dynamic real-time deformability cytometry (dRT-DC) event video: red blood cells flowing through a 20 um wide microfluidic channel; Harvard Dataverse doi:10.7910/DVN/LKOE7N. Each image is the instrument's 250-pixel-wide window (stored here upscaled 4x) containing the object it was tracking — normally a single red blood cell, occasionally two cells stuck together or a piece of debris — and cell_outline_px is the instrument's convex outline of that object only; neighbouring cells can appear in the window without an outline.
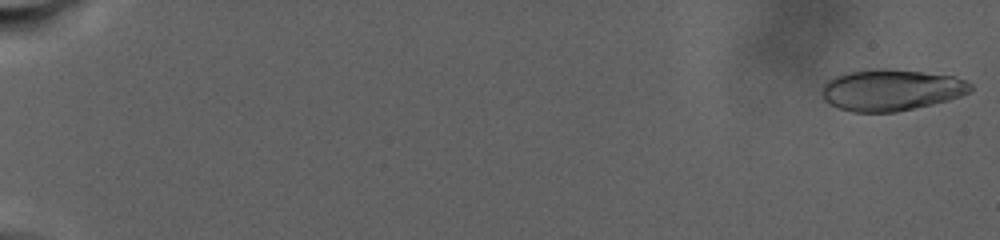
{"species": "human", "species_latin": "Homo sapiens", "temperature_condition": "warm", "stored_images_in_passage": 39, "camera_frame_rate_fps": 3000, "um_per_image_px": 0.085, "donor": {"sex": "male"}, "frame": {"image": 1, "passage_image": 1, "time_ms": 0.0, "image_size_px": [1000, 240], "cell_outline_px": [[972, 92], [948, 100], [932, 104], [896, 112], [852, 112], [828, 104], [824, 100], [820, 92], [820, 88], [828, 80], [844, 72], [880, 68], [888, 68], [956, 76], [972, 84]], "centroid_in_image_um": [75.73, 7.64], "position_along_channel_um": 9.3, "area_um2": 36.18}}
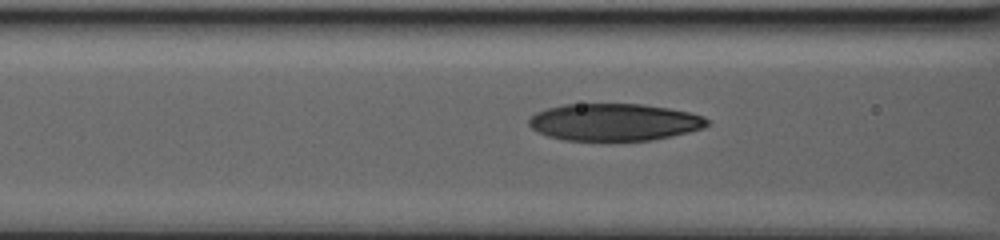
{"frame": {"image": 2, "passage_image": 26, "time_ms": 13.333, "image_size_px": [1000, 240], "cell_outline_px": [[708, 124], [704, 128], [688, 132], [652, 140], [564, 140], [548, 136], [532, 128], [528, 124], [528, 120], [536, 112], [548, 108], [564, 104], [644, 104], [692, 112], [704, 116], [708, 120]], "centroid_in_image_um": [52.23, 10.37], "position_along_channel_um": 114.4, "area_um2": 38.55}}
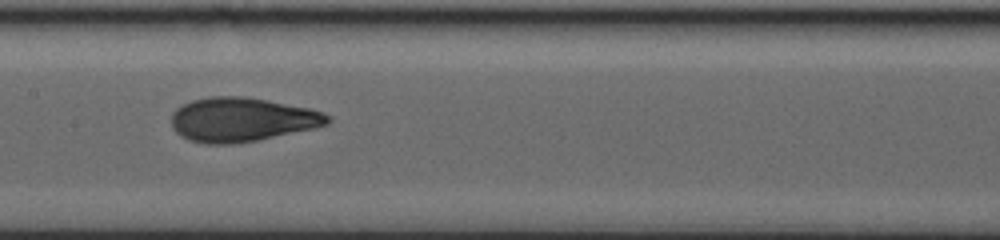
{"frame": {"image": 3, "passage_image": 38, "time_ms": 16.333, "image_size_px": [1000, 240], "cell_outline_px": [[332, 120], [328, 124], [312, 128], [256, 140], [232, 144], [204, 144], [180, 136], [172, 128], [172, 112], [176, 108], [192, 100], [208, 96], [244, 96], [268, 100], [308, 108], [324, 112], [332, 116]], "centroid_in_image_um": [20.54, 10.15], "position_along_channel_um": 186.9, "area_um2": 40.11}}